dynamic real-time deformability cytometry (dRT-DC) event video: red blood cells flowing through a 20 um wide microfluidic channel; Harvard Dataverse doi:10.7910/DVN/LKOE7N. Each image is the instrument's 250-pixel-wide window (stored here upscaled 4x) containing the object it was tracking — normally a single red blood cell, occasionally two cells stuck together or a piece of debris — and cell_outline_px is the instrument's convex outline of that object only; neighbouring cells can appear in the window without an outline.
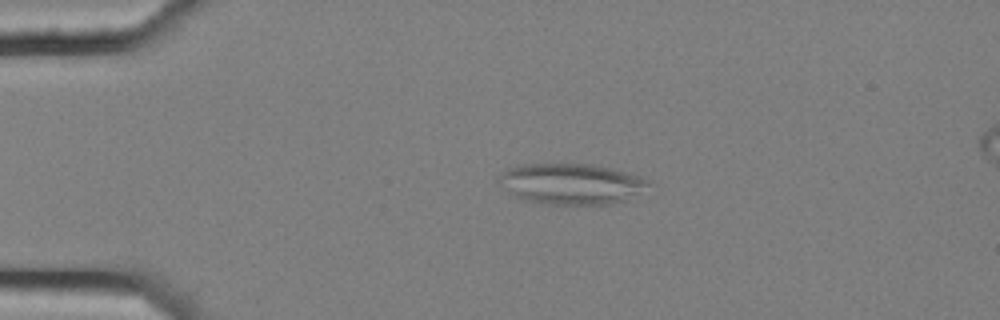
{"species": "common noctule bat (a hibernating species)", "species_latin": "Nyctalus noctula", "temperature_condition": "cold", "stored_images_in_passage": 5, "camera_frame_rate_fps": 3000, "um_per_image_px": 0.085, "animal": {"sex": "female", "body_mass_g": 25.1}, "frame": {"image": 1, "passage_image": 3, "time_ms": 0.667, "image_size_px": [1000, 320], "cell_outline_px": [[652, 184], [624, 200], [608, 204], [548, 204], [524, 200], [512, 196], [496, 180], [496, 176], [508, 168], [516, 164], [592, 164], [640, 176], [648, 180]], "centroid_in_image_um": [48.46, 15.62], "position_along_channel_um": 36.5, "area_um2": 35.49}}